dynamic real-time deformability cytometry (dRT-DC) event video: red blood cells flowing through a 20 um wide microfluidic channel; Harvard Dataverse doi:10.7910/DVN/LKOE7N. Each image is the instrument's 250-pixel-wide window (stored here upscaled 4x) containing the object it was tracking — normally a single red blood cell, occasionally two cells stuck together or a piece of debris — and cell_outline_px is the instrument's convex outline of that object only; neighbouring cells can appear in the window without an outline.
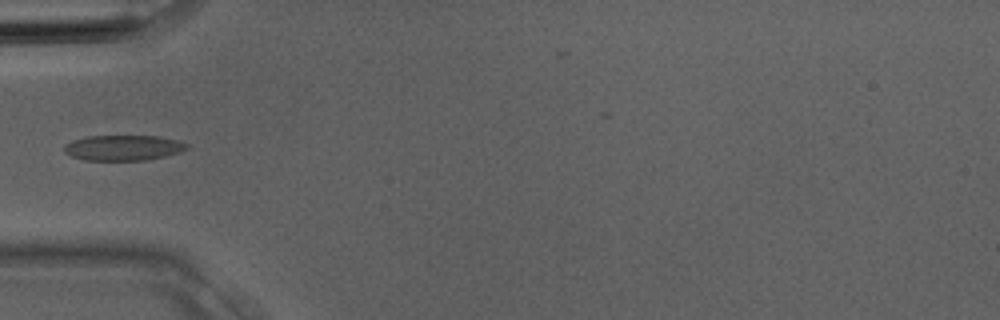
{"species": "Egyptian fruit bat (a non-hibernating species)", "species_latin": "Rousettus aegyptiacus", "temperature_condition": "room temperature", "stored_images_in_passage": 3, "camera_frame_rate_fps": 3000, "um_per_image_px": 0.085, "animal": {"sex": "male"}, "frame": {"image": 1, "passage_image": 3, "time_ms": 0.667, "image_size_px": [1000, 320], "cell_outline_px": [[188, 148], [180, 152], [164, 156], [144, 160], [84, 160], [72, 156], [64, 152], [64, 148], [72, 140], [88, 136], [156, 136], [176, 140], [188, 144]], "centroid_in_image_um": [10.47, 12.56], "position_along_channel_um": 74.5, "area_um2": 17.92}}